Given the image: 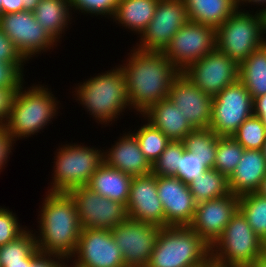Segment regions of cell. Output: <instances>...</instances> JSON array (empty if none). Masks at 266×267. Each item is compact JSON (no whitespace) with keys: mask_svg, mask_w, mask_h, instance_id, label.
Returning a JSON list of instances; mask_svg holds the SVG:
<instances>
[{"mask_svg":"<svg viewBox=\"0 0 266 267\" xmlns=\"http://www.w3.org/2000/svg\"><path fill=\"white\" fill-rule=\"evenodd\" d=\"M120 65L125 77L131 108L143 114L150 106L168 98L173 80L181 73L163 52L130 51Z\"/></svg>","mask_w":266,"mask_h":267,"instance_id":"cell-1","label":"cell"},{"mask_svg":"<svg viewBox=\"0 0 266 267\" xmlns=\"http://www.w3.org/2000/svg\"><path fill=\"white\" fill-rule=\"evenodd\" d=\"M46 193L38 215L40 235L36 236V246L43 254L58 255L67 261L77 248L81 232L77 208L69 193Z\"/></svg>","mask_w":266,"mask_h":267,"instance_id":"cell-2","label":"cell"},{"mask_svg":"<svg viewBox=\"0 0 266 267\" xmlns=\"http://www.w3.org/2000/svg\"><path fill=\"white\" fill-rule=\"evenodd\" d=\"M75 89L74 92L78 98L75 100H79L80 104L89 111L88 113L101 124L115 121L123 109L131 107L125 77L120 66L102 75L91 77Z\"/></svg>","mask_w":266,"mask_h":267,"instance_id":"cell-3","label":"cell"},{"mask_svg":"<svg viewBox=\"0 0 266 267\" xmlns=\"http://www.w3.org/2000/svg\"><path fill=\"white\" fill-rule=\"evenodd\" d=\"M213 263L211 247L189 226H165L147 267H190Z\"/></svg>","mask_w":266,"mask_h":267,"instance_id":"cell-4","label":"cell"},{"mask_svg":"<svg viewBox=\"0 0 266 267\" xmlns=\"http://www.w3.org/2000/svg\"><path fill=\"white\" fill-rule=\"evenodd\" d=\"M22 86L23 84L15 94L8 120L4 125L14 141L43 130L57 115L59 103L52 92L48 91L50 89L42 85L30 86L24 91Z\"/></svg>","mask_w":266,"mask_h":267,"instance_id":"cell-5","label":"cell"},{"mask_svg":"<svg viewBox=\"0 0 266 267\" xmlns=\"http://www.w3.org/2000/svg\"><path fill=\"white\" fill-rule=\"evenodd\" d=\"M237 9L216 29V48L241 64L258 47L266 43V16L262 11L251 14Z\"/></svg>","mask_w":266,"mask_h":267,"instance_id":"cell-6","label":"cell"},{"mask_svg":"<svg viewBox=\"0 0 266 267\" xmlns=\"http://www.w3.org/2000/svg\"><path fill=\"white\" fill-rule=\"evenodd\" d=\"M262 253L264 241L239 209L211 246L213 267H249Z\"/></svg>","mask_w":266,"mask_h":267,"instance_id":"cell-7","label":"cell"},{"mask_svg":"<svg viewBox=\"0 0 266 267\" xmlns=\"http://www.w3.org/2000/svg\"><path fill=\"white\" fill-rule=\"evenodd\" d=\"M53 181L48 192H65L86 186L92 174L104 162L102 150L82 144H66L57 149Z\"/></svg>","mask_w":266,"mask_h":267,"instance_id":"cell-8","label":"cell"},{"mask_svg":"<svg viewBox=\"0 0 266 267\" xmlns=\"http://www.w3.org/2000/svg\"><path fill=\"white\" fill-rule=\"evenodd\" d=\"M253 115V98L239 80L212 100L210 129L218 136H232Z\"/></svg>","mask_w":266,"mask_h":267,"instance_id":"cell-9","label":"cell"},{"mask_svg":"<svg viewBox=\"0 0 266 267\" xmlns=\"http://www.w3.org/2000/svg\"><path fill=\"white\" fill-rule=\"evenodd\" d=\"M216 49V29L188 21L183 24L163 51L166 58L182 72L191 63Z\"/></svg>","mask_w":266,"mask_h":267,"instance_id":"cell-10","label":"cell"},{"mask_svg":"<svg viewBox=\"0 0 266 267\" xmlns=\"http://www.w3.org/2000/svg\"><path fill=\"white\" fill-rule=\"evenodd\" d=\"M161 227L127 217L111 229L126 267H147Z\"/></svg>","mask_w":266,"mask_h":267,"instance_id":"cell-11","label":"cell"},{"mask_svg":"<svg viewBox=\"0 0 266 267\" xmlns=\"http://www.w3.org/2000/svg\"><path fill=\"white\" fill-rule=\"evenodd\" d=\"M0 28L26 61L36 54L50 50L57 43L35 19L33 11L0 15Z\"/></svg>","mask_w":266,"mask_h":267,"instance_id":"cell-12","label":"cell"},{"mask_svg":"<svg viewBox=\"0 0 266 267\" xmlns=\"http://www.w3.org/2000/svg\"><path fill=\"white\" fill-rule=\"evenodd\" d=\"M73 198L81 229H113L127 217L126 206L118 201L102 197L87 186L68 192Z\"/></svg>","mask_w":266,"mask_h":267,"instance_id":"cell-13","label":"cell"},{"mask_svg":"<svg viewBox=\"0 0 266 267\" xmlns=\"http://www.w3.org/2000/svg\"><path fill=\"white\" fill-rule=\"evenodd\" d=\"M182 73L204 93L215 97L238 81L239 65L217 48L188 65Z\"/></svg>","mask_w":266,"mask_h":267,"instance_id":"cell-14","label":"cell"},{"mask_svg":"<svg viewBox=\"0 0 266 267\" xmlns=\"http://www.w3.org/2000/svg\"><path fill=\"white\" fill-rule=\"evenodd\" d=\"M189 21L183 0H159L153 19L139 35L135 49L163 52L181 26Z\"/></svg>","mask_w":266,"mask_h":267,"instance_id":"cell-15","label":"cell"},{"mask_svg":"<svg viewBox=\"0 0 266 267\" xmlns=\"http://www.w3.org/2000/svg\"><path fill=\"white\" fill-rule=\"evenodd\" d=\"M74 257L68 267H126L109 229H81Z\"/></svg>","mask_w":266,"mask_h":267,"instance_id":"cell-16","label":"cell"},{"mask_svg":"<svg viewBox=\"0 0 266 267\" xmlns=\"http://www.w3.org/2000/svg\"><path fill=\"white\" fill-rule=\"evenodd\" d=\"M238 209L239 196L232 193L198 203L189 227L211 247Z\"/></svg>","mask_w":266,"mask_h":267,"instance_id":"cell-17","label":"cell"},{"mask_svg":"<svg viewBox=\"0 0 266 267\" xmlns=\"http://www.w3.org/2000/svg\"><path fill=\"white\" fill-rule=\"evenodd\" d=\"M157 193L162 202L165 226H189L197 203L187 183L171 176H157Z\"/></svg>","mask_w":266,"mask_h":267,"instance_id":"cell-18","label":"cell"},{"mask_svg":"<svg viewBox=\"0 0 266 267\" xmlns=\"http://www.w3.org/2000/svg\"><path fill=\"white\" fill-rule=\"evenodd\" d=\"M168 97L194 129L210 128L213 97L193 85L182 72L173 80Z\"/></svg>","mask_w":266,"mask_h":267,"instance_id":"cell-19","label":"cell"},{"mask_svg":"<svg viewBox=\"0 0 266 267\" xmlns=\"http://www.w3.org/2000/svg\"><path fill=\"white\" fill-rule=\"evenodd\" d=\"M126 211L129 218L165 227L164 209L157 193V176L152 172L132 178Z\"/></svg>","mask_w":266,"mask_h":267,"instance_id":"cell-20","label":"cell"},{"mask_svg":"<svg viewBox=\"0 0 266 267\" xmlns=\"http://www.w3.org/2000/svg\"><path fill=\"white\" fill-rule=\"evenodd\" d=\"M104 162L132 177L152 172V165L145 158L133 133L124 134L109 150L104 152Z\"/></svg>","mask_w":266,"mask_h":267,"instance_id":"cell-21","label":"cell"},{"mask_svg":"<svg viewBox=\"0 0 266 267\" xmlns=\"http://www.w3.org/2000/svg\"><path fill=\"white\" fill-rule=\"evenodd\" d=\"M266 176V159L262 150L245 149L232 175L228 178L233 195L256 192Z\"/></svg>","mask_w":266,"mask_h":267,"instance_id":"cell-22","label":"cell"},{"mask_svg":"<svg viewBox=\"0 0 266 267\" xmlns=\"http://www.w3.org/2000/svg\"><path fill=\"white\" fill-rule=\"evenodd\" d=\"M141 115L171 141H182L194 130L169 97L153 104Z\"/></svg>","mask_w":266,"mask_h":267,"instance_id":"cell-23","label":"cell"},{"mask_svg":"<svg viewBox=\"0 0 266 267\" xmlns=\"http://www.w3.org/2000/svg\"><path fill=\"white\" fill-rule=\"evenodd\" d=\"M132 176L103 162L86 185L102 197L127 205Z\"/></svg>","mask_w":266,"mask_h":267,"instance_id":"cell-24","label":"cell"},{"mask_svg":"<svg viewBox=\"0 0 266 267\" xmlns=\"http://www.w3.org/2000/svg\"><path fill=\"white\" fill-rule=\"evenodd\" d=\"M188 19L217 29L237 9V0H183Z\"/></svg>","mask_w":266,"mask_h":267,"instance_id":"cell-25","label":"cell"},{"mask_svg":"<svg viewBox=\"0 0 266 267\" xmlns=\"http://www.w3.org/2000/svg\"><path fill=\"white\" fill-rule=\"evenodd\" d=\"M159 0H119L113 20L121 26L138 33L152 21Z\"/></svg>","mask_w":266,"mask_h":267,"instance_id":"cell-26","label":"cell"},{"mask_svg":"<svg viewBox=\"0 0 266 267\" xmlns=\"http://www.w3.org/2000/svg\"><path fill=\"white\" fill-rule=\"evenodd\" d=\"M70 10V0H40L33 13L39 24L59 41L65 28H68V21L70 23L72 19Z\"/></svg>","mask_w":266,"mask_h":267,"instance_id":"cell-27","label":"cell"},{"mask_svg":"<svg viewBox=\"0 0 266 267\" xmlns=\"http://www.w3.org/2000/svg\"><path fill=\"white\" fill-rule=\"evenodd\" d=\"M238 80L253 99L266 94V43L239 64Z\"/></svg>","mask_w":266,"mask_h":267,"instance_id":"cell-28","label":"cell"},{"mask_svg":"<svg viewBox=\"0 0 266 267\" xmlns=\"http://www.w3.org/2000/svg\"><path fill=\"white\" fill-rule=\"evenodd\" d=\"M188 186L197 204L231 194L228 178L215 169H207Z\"/></svg>","mask_w":266,"mask_h":267,"instance_id":"cell-29","label":"cell"},{"mask_svg":"<svg viewBox=\"0 0 266 267\" xmlns=\"http://www.w3.org/2000/svg\"><path fill=\"white\" fill-rule=\"evenodd\" d=\"M218 137L210 128L194 129L182 142L186 151L196 154L208 169H213Z\"/></svg>","mask_w":266,"mask_h":267,"instance_id":"cell-30","label":"cell"},{"mask_svg":"<svg viewBox=\"0 0 266 267\" xmlns=\"http://www.w3.org/2000/svg\"><path fill=\"white\" fill-rule=\"evenodd\" d=\"M40 253L35 233L27 229L15 240L0 247V267L24 264V260H34Z\"/></svg>","mask_w":266,"mask_h":267,"instance_id":"cell-31","label":"cell"},{"mask_svg":"<svg viewBox=\"0 0 266 267\" xmlns=\"http://www.w3.org/2000/svg\"><path fill=\"white\" fill-rule=\"evenodd\" d=\"M239 210L255 234L266 241V197L257 192L239 196Z\"/></svg>","mask_w":266,"mask_h":267,"instance_id":"cell-32","label":"cell"},{"mask_svg":"<svg viewBox=\"0 0 266 267\" xmlns=\"http://www.w3.org/2000/svg\"><path fill=\"white\" fill-rule=\"evenodd\" d=\"M244 148L232 136H219L213 169L229 178L240 161Z\"/></svg>","mask_w":266,"mask_h":267,"instance_id":"cell-33","label":"cell"},{"mask_svg":"<svg viewBox=\"0 0 266 267\" xmlns=\"http://www.w3.org/2000/svg\"><path fill=\"white\" fill-rule=\"evenodd\" d=\"M136 136L142 153L152 165L170 143V139L160 130L152 126L149 122L139 127Z\"/></svg>","mask_w":266,"mask_h":267,"instance_id":"cell-34","label":"cell"},{"mask_svg":"<svg viewBox=\"0 0 266 267\" xmlns=\"http://www.w3.org/2000/svg\"><path fill=\"white\" fill-rule=\"evenodd\" d=\"M232 137L244 149L261 150L266 141V128L257 116L251 115L239 126Z\"/></svg>","mask_w":266,"mask_h":267,"instance_id":"cell-35","label":"cell"},{"mask_svg":"<svg viewBox=\"0 0 266 267\" xmlns=\"http://www.w3.org/2000/svg\"><path fill=\"white\" fill-rule=\"evenodd\" d=\"M185 152L182 141H170L160 157L152 164L155 176L176 177L180 166V157Z\"/></svg>","mask_w":266,"mask_h":267,"instance_id":"cell-36","label":"cell"},{"mask_svg":"<svg viewBox=\"0 0 266 267\" xmlns=\"http://www.w3.org/2000/svg\"><path fill=\"white\" fill-rule=\"evenodd\" d=\"M13 211L0 207V247L15 240L27 229H23Z\"/></svg>","mask_w":266,"mask_h":267,"instance_id":"cell-37","label":"cell"},{"mask_svg":"<svg viewBox=\"0 0 266 267\" xmlns=\"http://www.w3.org/2000/svg\"><path fill=\"white\" fill-rule=\"evenodd\" d=\"M119 0H70L71 8L81 10L84 14L101 15L113 17ZM86 12V13H85Z\"/></svg>","mask_w":266,"mask_h":267,"instance_id":"cell-38","label":"cell"},{"mask_svg":"<svg viewBox=\"0 0 266 267\" xmlns=\"http://www.w3.org/2000/svg\"><path fill=\"white\" fill-rule=\"evenodd\" d=\"M207 169L208 168L198 159L196 154L185 150L180 157V166L176 177L188 184L202 175Z\"/></svg>","mask_w":266,"mask_h":267,"instance_id":"cell-39","label":"cell"},{"mask_svg":"<svg viewBox=\"0 0 266 267\" xmlns=\"http://www.w3.org/2000/svg\"><path fill=\"white\" fill-rule=\"evenodd\" d=\"M23 65L0 61V88H19L24 82Z\"/></svg>","mask_w":266,"mask_h":267,"instance_id":"cell-40","label":"cell"},{"mask_svg":"<svg viewBox=\"0 0 266 267\" xmlns=\"http://www.w3.org/2000/svg\"><path fill=\"white\" fill-rule=\"evenodd\" d=\"M0 61L7 63H26L14 43L0 28Z\"/></svg>","mask_w":266,"mask_h":267,"instance_id":"cell-41","label":"cell"},{"mask_svg":"<svg viewBox=\"0 0 266 267\" xmlns=\"http://www.w3.org/2000/svg\"><path fill=\"white\" fill-rule=\"evenodd\" d=\"M19 88H0V126H4L8 120L13 99Z\"/></svg>","mask_w":266,"mask_h":267,"instance_id":"cell-42","label":"cell"},{"mask_svg":"<svg viewBox=\"0 0 266 267\" xmlns=\"http://www.w3.org/2000/svg\"><path fill=\"white\" fill-rule=\"evenodd\" d=\"M15 143L14 139L8 133L4 126H0V170L4 169V165L8 161V157Z\"/></svg>","mask_w":266,"mask_h":267,"instance_id":"cell-43","label":"cell"},{"mask_svg":"<svg viewBox=\"0 0 266 267\" xmlns=\"http://www.w3.org/2000/svg\"><path fill=\"white\" fill-rule=\"evenodd\" d=\"M64 260V261H63ZM65 258L54 254L40 253L29 266L25 267H68ZM60 261V262H59Z\"/></svg>","mask_w":266,"mask_h":267,"instance_id":"cell-44","label":"cell"},{"mask_svg":"<svg viewBox=\"0 0 266 267\" xmlns=\"http://www.w3.org/2000/svg\"><path fill=\"white\" fill-rule=\"evenodd\" d=\"M253 115L257 116L266 128V94L253 99Z\"/></svg>","mask_w":266,"mask_h":267,"instance_id":"cell-45","label":"cell"},{"mask_svg":"<svg viewBox=\"0 0 266 267\" xmlns=\"http://www.w3.org/2000/svg\"><path fill=\"white\" fill-rule=\"evenodd\" d=\"M1 15L24 11L22 0H2Z\"/></svg>","mask_w":266,"mask_h":267,"instance_id":"cell-46","label":"cell"},{"mask_svg":"<svg viewBox=\"0 0 266 267\" xmlns=\"http://www.w3.org/2000/svg\"><path fill=\"white\" fill-rule=\"evenodd\" d=\"M244 3H252L253 5L254 4H258V5H265V8H262V9H260V11H262V12H266V0H237V5H238V8H239V6H241V5H243Z\"/></svg>","mask_w":266,"mask_h":267,"instance_id":"cell-47","label":"cell"},{"mask_svg":"<svg viewBox=\"0 0 266 267\" xmlns=\"http://www.w3.org/2000/svg\"><path fill=\"white\" fill-rule=\"evenodd\" d=\"M249 267H266V253H262Z\"/></svg>","mask_w":266,"mask_h":267,"instance_id":"cell-48","label":"cell"},{"mask_svg":"<svg viewBox=\"0 0 266 267\" xmlns=\"http://www.w3.org/2000/svg\"><path fill=\"white\" fill-rule=\"evenodd\" d=\"M24 11H33L40 0H22Z\"/></svg>","mask_w":266,"mask_h":267,"instance_id":"cell-49","label":"cell"},{"mask_svg":"<svg viewBox=\"0 0 266 267\" xmlns=\"http://www.w3.org/2000/svg\"><path fill=\"white\" fill-rule=\"evenodd\" d=\"M256 192L261 196L266 197V176L262 179L260 186Z\"/></svg>","mask_w":266,"mask_h":267,"instance_id":"cell-50","label":"cell"},{"mask_svg":"<svg viewBox=\"0 0 266 267\" xmlns=\"http://www.w3.org/2000/svg\"><path fill=\"white\" fill-rule=\"evenodd\" d=\"M32 261L33 260H24V264L3 265L2 267H25V266H29Z\"/></svg>","mask_w":266,"mask_h":267,"instance_id":"cell-51","label":"cell"},{"mask_svg":"<svg viewBox=\"0 0 266 267\" xmlns=\"http://www.w3.org/2000/svg\"><path fill=\"white\" fill-rule=\"evenodd\" d=\"M190 267H213V263H201V264H196Z\"/></svg>","mask_w":266,"mask_h":267,"instance_id":"cell-52","label":"cell"},{"mask_svg":"<svg viewBox=\"0 0 266 267\" xmlns=\"http://www.w3.org/2000/svg\"><path fill=\"white\" fill-rule=\"evenodd\" d=\"M262 153H263V155H264V157H265V159H266V141H265V143L263 144V147H262Z\"/></svg>","mask_w":266,"mask_h":267,"instance_id":"cell-53","label":"cell"},{"mask_svg":"<svg viewBox=\"0 0 266 267\" xmlns=\"http://www.w3.org/2000/svg\"><path fill=\"white\" fill-rule=\"evenodd\" d=\"M2 0H0V15H1V8H2Z\"/></svg>","mask_w":266,"mask_h":267,"instance_id":"cell-54","label":"cell"},{"mask_svg":"<svg viewBox=\"0 0 266 267\" xmlns=\"http://www.w3.org/2000/svg\"><path fill=\"white\" fill-rule=\"evenodd\" d=\"M264 252L266 253V241L264 242Z\"/></svg>","mask_w":266,"mask_h":267,"instance_id":"cell-55","label":"cell"}]
</instances>
